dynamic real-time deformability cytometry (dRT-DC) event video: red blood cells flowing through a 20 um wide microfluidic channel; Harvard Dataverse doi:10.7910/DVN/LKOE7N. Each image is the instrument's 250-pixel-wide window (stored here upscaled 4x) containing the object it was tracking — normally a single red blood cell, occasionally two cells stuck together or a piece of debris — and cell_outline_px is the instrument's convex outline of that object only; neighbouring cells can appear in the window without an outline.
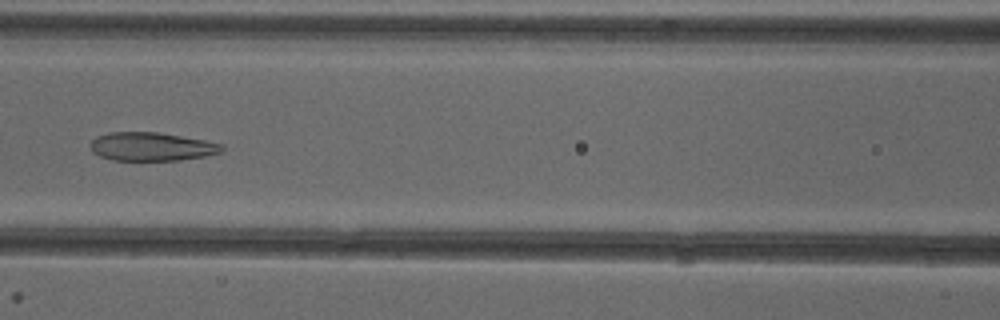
{"species": "common noctule bat (a hibernating species)", "species_latin": "Nyctalus noctula", "temperature_condition": "cold", "stored_images_in_passage": 52, "camera_frame_rate_fps": 3000, "um_per_image_px": 0.085, "animal": {"sex": "female"}, "frame": {"image": 1, "passage_image": 23, "time_ms": 7.333, "image_size_px": [1000, 320], "cell_outline_px": [[224, 148], [220, 152], [204, 156], [180, 160], [112, 160], [100, 156], [92, 152], [88, 144], [96, 136], [108, 132], [156, 132], [204, 140], [224, 144]], "centroid_in_image_um": [12.84, 12.46], "position_along_channel_um": 153.8, "area_um2": 21.85}}
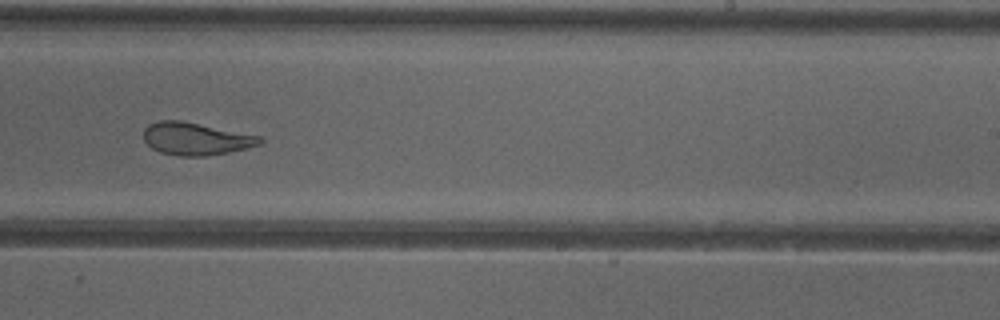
{"frame": {"image": 2, "passage_image": 32, "time_ms": 10.333, "image_size_px": [1000, 320], "cell_outline_px": [[264, 140], [260, 144], [228, 152], [204, 156], [180, 156], [160, 152], [152, 148], [144, 140], [144, 128], [148, 124], [156, 120], [180, 120], [260, 136]], "centroid_in_image_um": [16.6, 11.78], "position_along_channel_um": 272.4, "area_um2": 21.85}}
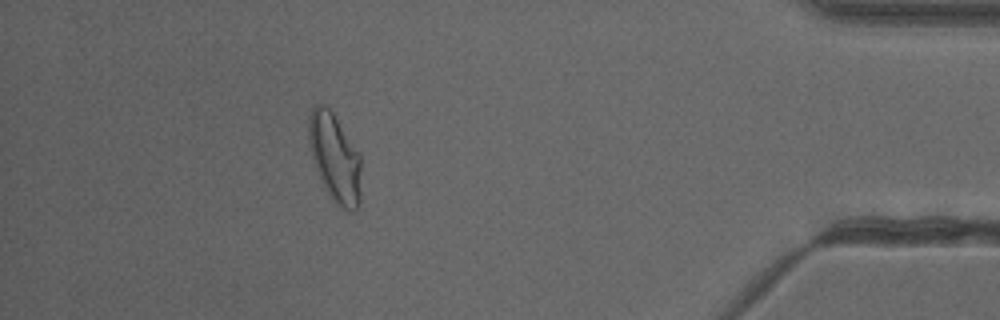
{"frame": {"image": 3, "passage_image": 46, "time_ms": 15.0, "image_size_px": [1000, 320], "cell_outline_px": [[360, 204], [356, 212], [348, 212], [336, 204], [332, 200], [316, 168], [312, 156], [308, 140], [308, 116], [312, 108], [316, 104], [324, 104], [332, 112], [360, 156]], "centroid_in_image_um": [28.45, 13.44], "position_along_channel_um": 406.7, "area_um2": 26.7}, "authors_computed_cell_mechanics": {"area_um2": 26.1256, "velocity_mm_per_s": 3.9614, "shape_relaxation_time_tau1_ms": null, "shape_relaxation_time_tau2_ms": 1.5748, "deformation_change_tau1": null, "deformation_change_tau2": 0.0857}}